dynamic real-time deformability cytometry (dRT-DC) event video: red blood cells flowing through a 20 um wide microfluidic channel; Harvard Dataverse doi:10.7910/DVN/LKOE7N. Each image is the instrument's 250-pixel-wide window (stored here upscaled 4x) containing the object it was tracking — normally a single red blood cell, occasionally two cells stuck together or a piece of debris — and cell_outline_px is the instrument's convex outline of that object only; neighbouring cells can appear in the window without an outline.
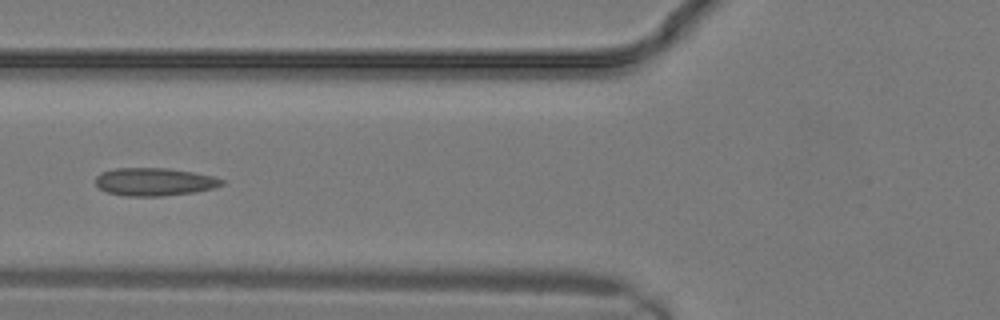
{"species": "common noctule bat (a hibernating species)", "species_latin": "Nyctalus noctula", "temperature_condition": "warm", "stored_images_in_passage": 11, "camera_frame_rate_fps": 3000, "um_per_image_px": 0.085, "animal": {"sex": "male", "body_mass_g": 19.2, "forearm_length_mm": 51.8}, "frame": {"image": 1, "passage_image": 10, "time_ms": 3.0, "image_size_px": [1000, 320], "cell_outline_px": [[224, 184], [212, 188], [192, 192], [160, 196], [124, 196], [108, 192], [100, 188], [96, 184], [96, 176], [100, 172], [116, 168], [168, 168], [192, 172], [212, 176], [224, 180]], "centroid_in_image_um": [13.09, 15.45], "position_along_channel_um": 112.7, "area_um2": 20.35}}